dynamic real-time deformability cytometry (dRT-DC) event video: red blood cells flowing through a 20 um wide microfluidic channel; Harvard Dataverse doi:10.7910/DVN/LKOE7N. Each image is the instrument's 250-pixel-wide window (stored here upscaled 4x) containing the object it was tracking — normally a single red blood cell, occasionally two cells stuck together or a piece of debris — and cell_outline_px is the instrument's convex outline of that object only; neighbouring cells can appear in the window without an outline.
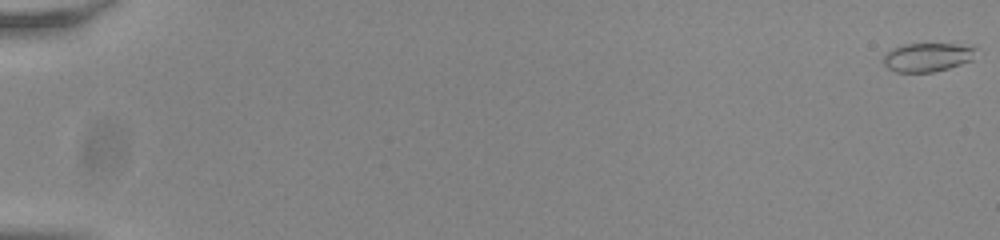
{"species": "common noctule bat (a hibernating species)", "species_latin": "Nyctalus noctula", "temperature_condition": "room temperature", "stored_images_in_passage": 56, "camera_frame_rate_fps": 3000, "um_per_image_px": 0.085, "animal": {"sex": "male", "body_mass_g": 20.0, "forearm_length_mm": 53.3}, "frame": {"image": 1, "passage_image": 1, "time_ms": 0.0, "image_size_px": [1000, 240], "cell_outline_px": [[976, 48], [972, 60], [948, 68], [932, 72], [896, 72], [888, 68], [884, 64], [884, 56], [892, 48], [904, 44], [972, 44]], "centroid_in_image_um": [78.86, 4.85], "position_along_channel_um": 6.1, "area_um2": 15.49}}
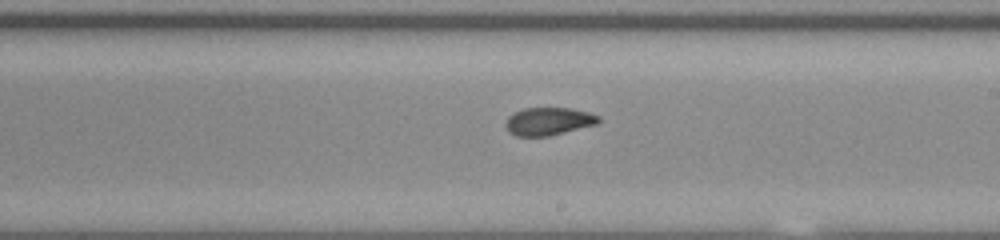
{"frame": {"image": 2, "passage_image": 35, "time_ms": 11.333, "image_size_px": [1000, 240], "cell_outline_px": [[600, 124], [548, 136], [516, 136], [508, 132], [504, 124], [508, 116], [524, 108], [568, 108], [588, 112], [600, 116]], "centroid_in_image_um": [46.64, 10.32], "position_along_channel_um": 242.4, "area_um2": 15.2}}
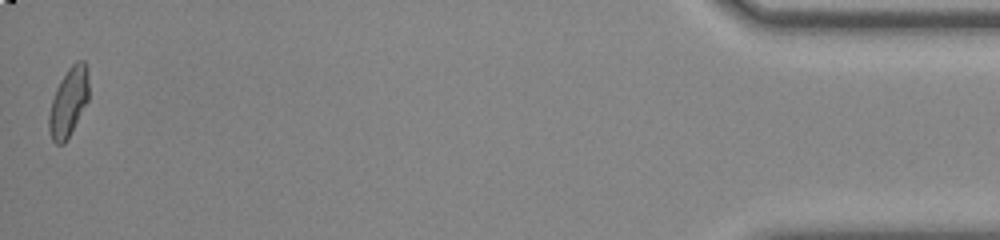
{"frame": {"image": 3, "passage_image": 56, "time_ms": 18.333, "image_size_px": [1000, 240], "cell_outline_px": [[88, 100], [64, 144], [56, 144], [52, 140], [48, 128], [48, 116], [52, 100], [56, 88], [60, 80], [68, 68], [76, 60], [84, 60], [88, 68]], "centroid_in_image_um": [5.82, 8.64], "position_along_channel_um": 429.4, "area_um2": 15.9}, "authors_computed_cell_mechanics": {"area_um2": 15.6349, "velocity_mm_per_s": 3.8385, "shape_relaxation_time_tau1_ms": null, "shape_relaxation_time_tau2_ms": 1.2149, "deformation_change_tau1": null, "deformation_change_tau2": 0.0587}}